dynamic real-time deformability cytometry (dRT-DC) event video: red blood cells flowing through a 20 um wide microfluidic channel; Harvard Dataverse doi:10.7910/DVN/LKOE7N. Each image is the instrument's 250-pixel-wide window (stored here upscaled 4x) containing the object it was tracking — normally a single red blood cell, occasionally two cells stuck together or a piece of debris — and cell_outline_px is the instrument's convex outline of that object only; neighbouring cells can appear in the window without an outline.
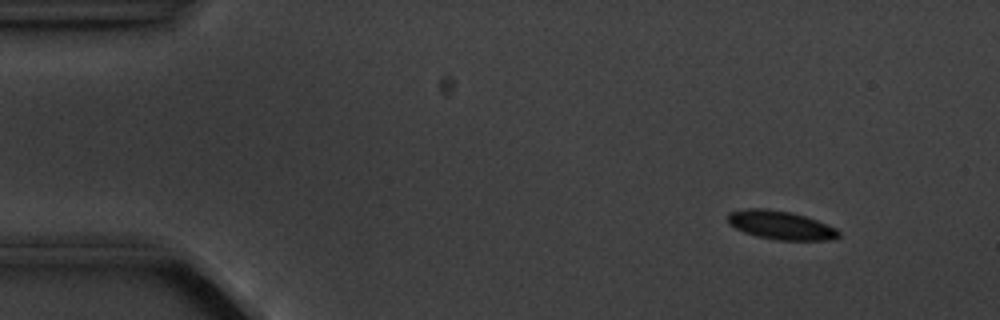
{"species": "common noctule bat (a hibernating species)", "species_latin": "Nyctalus noctula", "temperature_condition": "cold", "stored_images_in_passage": 6, "camera_frame_rate_fps": 3000, "um_per_image_px": 0.085, "animal": {"sex": "male", "body_mass_g": 20.1, "forearm_length_mm": 53.5}, "frame": {"image": 1, "passage_image": 2, "time_ms": 1.0, "image_size_px": [1000, 320], "cell_outline_px": [[840, 236], [828, 240], [780, 240], [756, 236], [744, 232], [728, 224], [728, 212], [748, 208], [764, 208], [792, 212], [816, 220], [836, 228], [840, 232]], "centroid_in_image_um": [66.34, 19.13], "position_along_channel_um": 18.7, "area_um2": 18.44}}
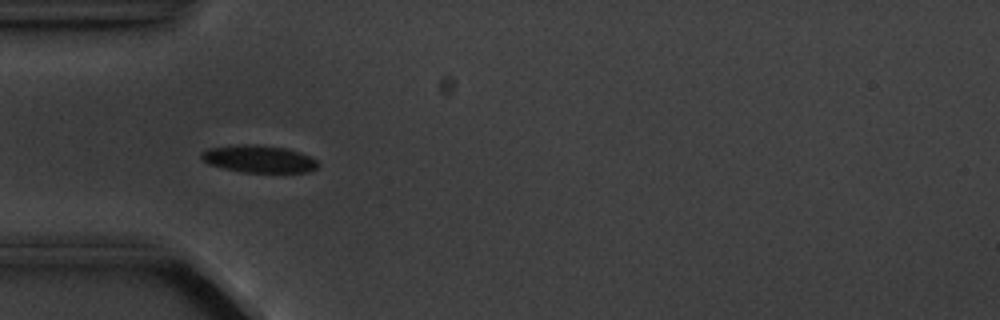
{"frame": {"image": 2, "passage_image": 5, "time_ms": 4.667, "image_size_px": [1000, 320], "cell_outline_px": [[320, 164], [316, 168], [308, 172], [240, 172], [208, 164], [200, 156], [200, 152], [208, 148], [236, 144], [256, 144], [284, 148], [300, 152], [316, 160]], "centroid_in_image_um": [21.97, 13.5], "position_along_channel_um": 63.0, "area_um2": 18.61}}